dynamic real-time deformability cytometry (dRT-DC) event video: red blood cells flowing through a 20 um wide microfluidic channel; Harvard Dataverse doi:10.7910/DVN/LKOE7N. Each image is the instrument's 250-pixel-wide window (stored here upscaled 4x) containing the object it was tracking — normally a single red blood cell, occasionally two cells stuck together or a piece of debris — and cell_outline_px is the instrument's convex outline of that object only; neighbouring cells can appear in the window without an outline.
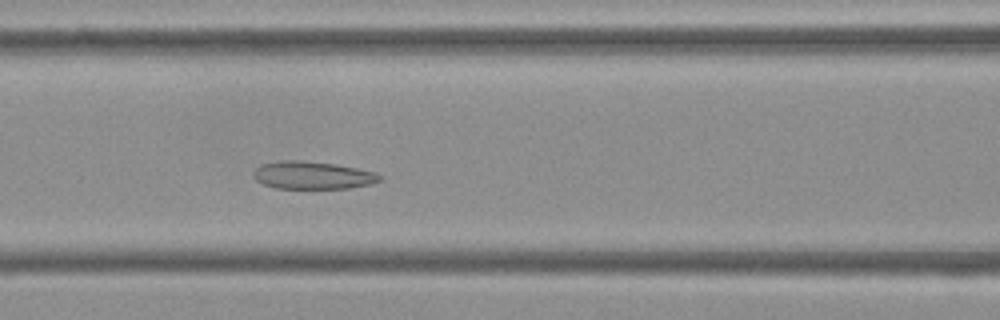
{"species": "Egyptian fruit bat (a non-hibernating species)", "species_latin": "Rousettus aegyptiacus", "temperature_condition": "cold", "stored_images_in_passage": 51, "camera_frame_rate_fps": 3000, "um_per_image_px": 0.085, "frame": {"image": 1, "passage_image": 20, "time_ms": 6.333, "image_size_px": [1000, 320], "cell_outline_px": [[384, 176], [380, 180], [372, 184], [348, 188], [276, 188], [264, 184], [256, 180], [252, 176], [252, 172], [260, 164], [280, 160], [300, 160], [336, 164], [376, 172]], "centroid_in_image_um": [26.56, 14.89], "position_along_channel_um": 140.0, "area_um2": 20.52}}
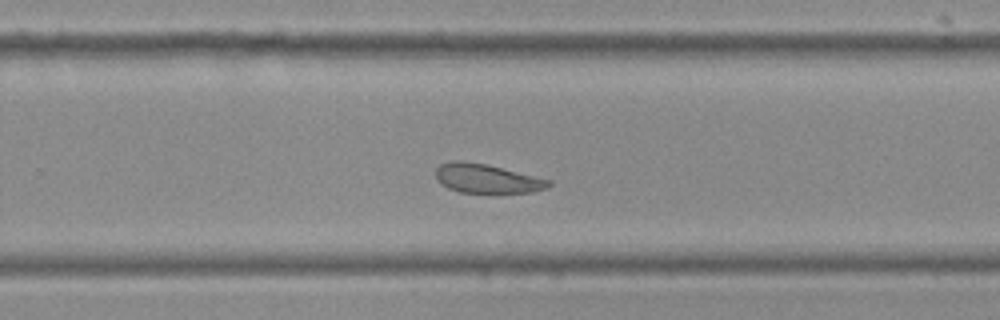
{"frame": {"image": 2, "passage_image": 32, "time_ms": 10.333, "image_size_px": [1000, 320], "cell_outline_px": [[552, 184], [548, 188], [532, 192], [460, 192], [448, 188], [440, 184], [436, 180], [436, 168], [440, 164], [452, 160], [460, 160], [488, 164], [552, 180]], "centroid_in_image_um": [41.38, 15.16], "position_along_channel_um": 288.4, "area_um2": 19.31}}
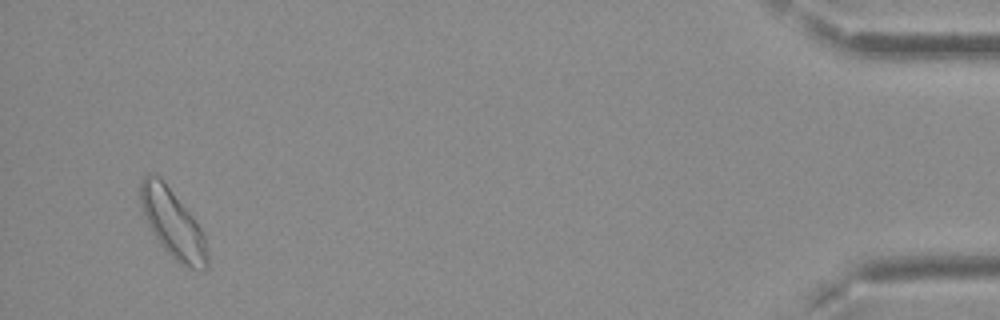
{"frame": {"image": 3, "passage_image": 49, "time_ms": 16.0, "image_size_px": [1000, 320], "cell_outline_px": [[208, 268], [204, 272], [180, 264], [160, 244], [152, 232], [144, 216], [140, 204], [140, 184], [144, 176], [148, 172], [160, 176], [192, 216], [200, 228], [204, 236], [208, 252]], "centroid_in_image_um": [14.68, 19.01], "position_along_channel_um": 420.5, "area_um2": 26.53}, "authors_computed_cell_mechanics": {"area_um2": 22.0218, "velocity_mm_per_s": 3.7205, "shape_relaxation_time_tau1_ms": null, "shape_relaxation_time_tau2_ms": 4.3165, "deformation_change_tau1": null, "deformation_change_tau2": 0.112}}